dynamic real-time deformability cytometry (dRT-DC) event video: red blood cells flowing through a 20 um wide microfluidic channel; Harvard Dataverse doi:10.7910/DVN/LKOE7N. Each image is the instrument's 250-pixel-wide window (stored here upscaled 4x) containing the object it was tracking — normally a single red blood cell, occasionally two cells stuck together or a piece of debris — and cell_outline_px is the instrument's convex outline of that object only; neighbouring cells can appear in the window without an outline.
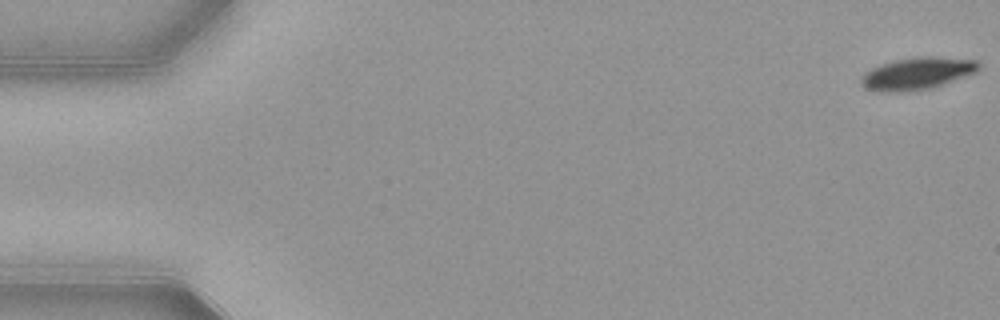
{"species": "common noctule bat (a hibernating species)", "species_latin": "Nyctalus noctula", "temperature_condition": "warm", "stored_images_in_passage": 8, "camera_frame_rate_fps": 3000, "um_per_image_px": 0.085, "animal": {"sex": "female", "body_mass_g": 21.9}, "frame": {"image": 1, "passage_image": 1, "time_ms": 0.0, "image_size_px": [1000, 320], "cell_outline_px": [[980, 68], [976, 72], [944, 84], [932, 88], [908, 92], [880, 92], [868, 88], [860, 84], [860, 76], [864, 72], [880, 64], [896, 60], [916, 56], [932, 56], [976, 60], [980, 64]], "centroid_in_image_um": [77.94, 6.25], "position_along_channel_um": 7.1, "area_um2": 22.25}}